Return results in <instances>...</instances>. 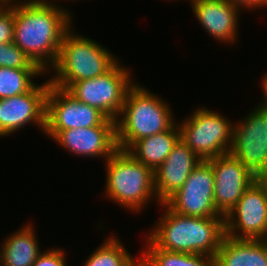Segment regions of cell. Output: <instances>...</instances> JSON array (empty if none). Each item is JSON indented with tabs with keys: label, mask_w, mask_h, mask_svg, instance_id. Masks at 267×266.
Here are the masks:
<instances>
[{
	"label": "cell",
	"mask_w": 267,
	"mask_h": 266,
	"mask_svg": "<svg viewBox=\"0 0 267 266\" xmlns=\"http://www.w3.org/2000/svg\"><path fill=\"white\" fill-rule=\"evenodd\" d=\"M162 217L147 238L165 251L215 257L225 236L224 217H192L172 211L165 203Z\"/></svg>",
	"instance_id": "obj_2"
},
{
	"label": "cell",
	"mask_w": 267,
	"mask_h": 266,
	"mask_svg": "<svg viewBox=\"0 0 267 266\" xmlns=\"http://www.w3.org/2000/svg\"><path fill=\"white\" fill-rule=\"evenodd\" d=\"M74 156L102 157L105 161L117 150L116 126L75 128L44 132Z\"/></svg>",
	"instance_id": "obj_14"
},
{
	"label": "cell",
	"mask_w": 267,
	"mask_h": 266,
	"mask_svg": "<svg viewBox=\"0 0 267 266\" xmlns=\"http://www.w3.org/2000/svg\"><path fill=\"white\" fill-rule=\"evenodd\" d=\"M116 126L99 109L76 100L65 89L50 84L46 95L44 132H61L75 128Z\"/></svg>",
	"instance_id": "obj_8"
},
{
	"label": "cell",
	"mask_w": 267,
	"mask_h": 266,
	"mask_svg": "<svg viewBox=\"0 0 267 266\" xmlns=\"http://www.w3.org/2000/svg\"><path fill=\"white\" fill-rule=\"evenodd\" d=\"M202 160L180 139L165 161L154 171V188L164 203L188 179Z\"/></svg>",
	"instance_id": "obj_16"
},
{
	"label": "cell",
	"mask_w": 267,
	"mask_h": 266,
	"mask_svg": "<svg viewBox=\"0 0 267 266\" xmlns=\"http://www.w3.org/2000/svg\"><path fill=\"white\" fill-rule=\"evenodd\" d=\"M257 179L267 187V166L257 177Z\"/></svg>",
	"instance_id": "obj_29"
},
{
	"label": "cell",
	"mask_w": 267,
	"mask_h": 266,
	"mask_svg": "<svg viewBox=\"0 0 267 266\" xmlns=\"http://www.w3.org/2000/svg\"><path fill=\"white\" fill-rule=\"evenodd\" d=\"M146 240L147 246L139 257L140 266H215L213 256L165 251L157 248L147 237Z\"/></svg>",
	"instance_id": "obj_20"
},
{
	"label": "cell",
	"mask_w": 267,
	"mask_h": 266,
	"mask_svg": "<svg viewBox=\"0 0 267 266\" xmlns=\"http://www.w3.org/2000/svg\"><path fill=\"white\" fill-rule=\"evenodd\" d=\"M62 248H51L41 252L32 266H67Z\"/></svg>",
	"instance_id": "obj_25"
},
{
	"label": "cell",
	"mask_w": 267,
	"mask_h": 266,
	"mask_svg": "<svg viewBox=\"0 0 267 266\" xmlns=\"http://www.w3.org/2000/svg\"><path fill=\"white\" fill-rule=\"evenodd\" d=\"M129 69L117 62L105 74L71 83L65 90L76 100L99 109L109 119L117 120L125 96L135 83Z\"/></svg>",
	"instance_id": "obj_7"
},
{
	"label": "cell",
	"mask_w": 267,
	"mask_h": 266,
	"mask_svg": "<svg viewBox=\"0 0 267 266\" xmlns=\"http://www.w3.org/2000/svg\"><path fill=\"white\" fill-rule=\"evenodd\" d=\"M230 3L235 4L239 8L244 10L260 9L261 7L267 6V0H228Z\"/></svg>",
	"instance_id": "obj_26"
},
{
	"label": "cell",
	"mask_w": 267,
	"mask_h": 266,
	"mask_svg": "<svg viewBox=\"0 0 267 266\" xmlns=\"http://www.w3.org/2000/svg\"><path fill=\"white\" fill-rule=\"evenodd\" d=\"M0 67L40 68L14 42L0 44Z\"/></svg>",
	"instance_id": "obj_23"
},
{
	"label": "cell",
	"mask_w": 267,
	"mask_h": 266,
	"mask_svg": "<svg viewBox=\"0 0 267 266\" xmlns=\"http://www.w3.org/2000/svg\"><path fill=\"white\" fill-rule=\"evenodd\" d=\"M190 4L195 17L210 36L231 45L237 42L241 8L228 0H190Z\"/></svg>",
	"instance_id": "obj_15"
},
{
	"label": "cell",
	"mask_w": 267,
	"mask_h": 266,
	"mask_svg": "<svg viewBox=\"0 0 267 266\" xmlns=\"http://www.w3.org/2000/svg\"><path fill=\"white\" fill-rule=\"evenodd\" d=\"M225 235L236 239L267 236V187L256 179L224 217Z\"/></svg>",
	"instance_id": "obj_9"
},
{
	"label": "cell",
	"mask_w": 267,
	"mask_h": 266,
	"mask_svg": "<svg viewBox=\"0 0 267 266\" xmlns=\"http://www.w3.org/2000/svg\"><path fill=\"white\" fill-rule=\"evenodd\" d=\"M23 226L2 243L1 266H32L41 253L33 225Z\"/></svg>",
	"instance_id": "obj_19"
},
{
	"label": "cell",
	"mask_w": 267,
	"mask_h": 266,
	"mask_svg": "<svg viewBox=\"0 0 267 266\" xmlns=\"http://www.w3.org/2000/svg\"><path fill=\"white\" fill-rule=\"evenodd\" d=\"M83 266H140L116 236L107 237L86 259Z\"/></svg>",
	"instance_id": "obj_21"
},
{
	"label": "cell",
	"mask_w": 267,
	"mask_h": 266,
	"mask_svg": "<svg viewBox=\"0 0 267 266\" xmlns=\"http://www.w3.org/2000/svg\"><path fill=\"white\" fill-rule=\"evenodd\" d=\"M164 203L172 211L184 216L224 217L214 204V174L207 160H202L183 186Z\"/></svg>",
	"instance_id": "obj_11"
},
{
	"label": "cell",
	"mask_w": 267,
	"mask_h": 266,
	"mask_svg": "<svg viewBox=\"0 0 267 266\" xmlns=\"http://www.w3.org/2000/svg\"><path fill=\"white\" fill-rule=\"evenodd\" d=\"M156 95L137 82L129 88L116 120L118 149L126 151L135 141L169 130L176 123L169 104Z\"/></svg>",
	"instance_id": "obj_3"
},
{
	"label": "cell",
	"mask_w": 267,
	"mask_h": 266,
	"mask_svg": "<svg viewBox=\"0 0 267 266\" xmlns=\"http://www.w3.org/2000/svg\"><path fill=\"white\" fill-rule=\"evenodd\" d=\"M187 118V119H186ZM220 113L202 107L180 123V139L201 159L230 153L233 122Z\"/></svg>",
	"instance_id": "obj_6"
},
{
	"label": "cell",
	"mask_w": 267,
	"mask_h": 266,
	"mask_svg": "<svg viewBox=\"0 0 267 266\" xmlns=\"http://www.w3.org/2000/svg\"><path fill=\"white\" fill-rule=\"evenodd\" d=\"M44 74L41 68L0 67V99L29 92L36 85L33 78Z\"/></svg>",
	"instance_id": "obj_22"
},
{
	"label": "cell",
	"mask_w": 267,
	"mask_h": 266,
	"mask_svg": "<svg viewBox=\"0 0 267 266\" xmlns=\"http://www.w3.org/2000/svg\"><path fill=\"white\" fill-rule=\"evenodd\" d=\"M105 166V194L110 200L137 213L150 200L161 204L154 188V171L127 151L118 149L105 161Z\"/></svg>",
	"instance_id": "obj_5"
},
{
	"label": "cell",
	"mask_w": 267,
	"mask_h": 266,
	"mask_svg": "<svg viewBox=\"0 0 267 266\" xmlns=\"http://www.w3.org/2000/svg\"><path fill=\"white\" fill-rule=\"evenodd\" d=\"M215 266H267V243L264 239L225 235L215 255Z\"/></svg>",
	"instance_id": "obj_17"
},
{
	"label": "cell",
	"mask_w": 267,
	"mask_h": 266,
	"mask_svg": "<svg viewBox=\"0 0 267 266\" xmlns=\"http://www.w3.org/2000/svg\"><path fill=\"white\" fill-rule=\"evenodd\" d=\"M49 79L36 84L29 92L0 99V137L11 135L27 124L45 130L46 95Z\"/></svg>",
	"instance_id": "obj_12"
},
{
	"label": "cell",
	"mask_w": 267,
	"mask_h": 266,
	"mask_svg": "<svg viewBox=\"0 0 267 266\" xmlns=\"http://www.w3.org/2000/svg\"><path fill=\"white\" fill-rule=\"evenodd\" d=\"M179 140L180 129L176 122L169 130L135 141L126 151L144 166L155 171Z\"/></svg>",
	"instance_id": "obj_18"
},
{
	"label": "cell",
	"mask_w": 267,
	"mask_h": 266,
	"mask_svg": "<svg viewBox=\"0 0 267 266\" xmlns=\"http://www.w3.org/2000/svg\"><path fill=\"white\" fill-rule=\"evenodd\" d=\"M15 2H17V0H0V4L6 5V6H11V5H15V4H22V3H24V4H26V3H40V2H42V0H24V1L18 0L17 3H15Z\"/></svg>",
	"instance_id": "obj_28"
},
{
	"label": "cell",
	"mask_w": 267,
	"mask_h": 266,
	"mask_svg": "<svg viewBox=\"0 0 267 266\" xmlns=\"http://www.w3.org/2000/svg\"><path fill=\"white\" fill-rule=\"evenodd\" d=\"M51 0L15 4L13 42L44 72L55 64L71 12ZM53 3V4H52Z\"/></svg>",
	"instance_id": "obj_1"
},
{
	"label": "cell",
	"mask_w": 267,
	"mask_h": 266,
	"mask_svg": "<svg viewBox=\"0 0 267 266\" xmlns=\"http://www.w3.org/2000/svg\"><path fill=\"white\" fill-rule=\"evenodd\" d=\"M252 109L239 124L233 123L230 153L258 177L267 166V108Z\"/></svg>",
	"instance_id": "obj_10"
},
{
	"label": "cell",
	"mask_w": 267,
	"mask_h": 266,
	"mask_svg": "<svg viewBox=\"0 0 267 266\" xmlns=\"http://www.w3.org/2000/svg\"><path fill=\"white\" fill-rule=\"evenodd\" d=\"M207 161L214 174V204L225 217L257 177L231 153Z\"/></svg>",
	"instance_id": "obj_13"
},
{
	"label": "cell",
	"mask_w": 267,
	"mask_h": 266,
	"mask_svg": "<svg viewBox=\"0 0 267 266\" xmlns=\"http://www.w3.org/2000/svg\"><path fill=\"white\" fill-rule=\"evenodd\" d=\"M263 79L261 80L262 81V91H263V96L262 97L263 99H261L262 101L259 103L258 106H261V107H264V108H267V74L264 75V77H262Z\"/></svg>",
	"instance_id": "obj_27"
},
{
	"label": "cell",
	"mask_w": 267,
	"mask_h": 266,
	"mask_svg": "<svg viewBox=\"0 0 267 266\" xmlns=\"http://www.w3.org/2000/svg\"><path fill=\"white\" fill-rule=\"evenodd\" d=\"M15 5L0 7V44L14 40Z\"/></svg>",
	"instance_id": "obj_24"
},
{
	"label": "cell",
	"mask_w": 267,
	"mask_h": 266,
	"mask_svg": "<svg viewBox=\"0 0 267 266\" xmlns=\"http://www.w3.org/2000/svg\"><path fill=\"white\" fill-rule=\"evenodd\" d=\"M71 29L64 34L57 60L50 68L55 72L50 83L61 89L103 75L119 61L100 43Z\"/></svg>",
	"instance_id": "obj_4"
}]
</instances>
